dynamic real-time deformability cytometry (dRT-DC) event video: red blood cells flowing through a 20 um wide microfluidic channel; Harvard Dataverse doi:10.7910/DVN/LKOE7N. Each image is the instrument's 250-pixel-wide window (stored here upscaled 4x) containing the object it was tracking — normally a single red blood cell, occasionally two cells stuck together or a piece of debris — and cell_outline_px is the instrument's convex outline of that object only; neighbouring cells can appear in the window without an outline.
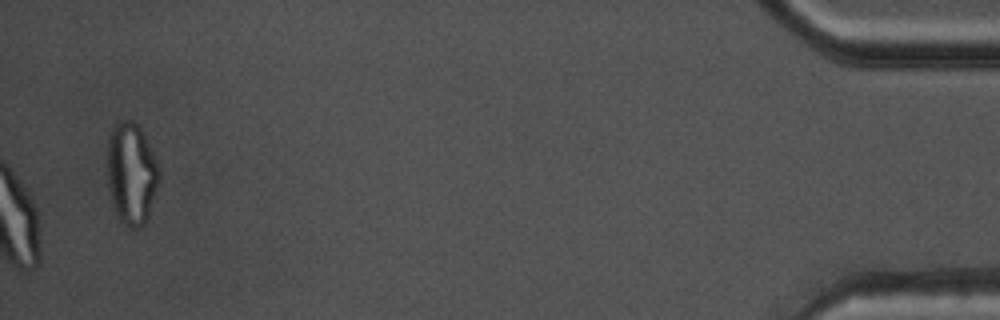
{"species": "common noctule bat (a hibernating species)", "species_latin": "Nyctalus noctula", "temperature_condition": "warm", "stored_images_in_passage": 39, "camera_frame_rate_fps": 3000, "um_per_image_px": 0.085, "animal": {"sex": "male", "body_mass_g": 17.5, "forearm_length_mm": 52.3}, "frame": {"image": 1, "passage_image": 39, "time_ms": 12.667, "image_size_px": [1000, 320], "cell_outline_px": [[160, 176], [148, 220], [140, 228], [128, 228], [120, 220], [116, 212], [112, 200], [108, 184], [108, 136], [112, 128], [120, 120], [132, 120], [140, 128], [160, 168]], "centroid_in_image_um": [11.18, 14.77], "position_along_channel_um": 424.0, "area_um2": 30.63}, "authors_computed_cell_mechanics": {"area_um2": 24.276, "velocity_mm_per_s": 3.7752, "shape_relaxation_time_tau1_ms": null, "shape_relaxation_time_tau2_ms": 1.1554, "deformation_change_tau1": null, "deformation_change_tau2": 0.0718}}